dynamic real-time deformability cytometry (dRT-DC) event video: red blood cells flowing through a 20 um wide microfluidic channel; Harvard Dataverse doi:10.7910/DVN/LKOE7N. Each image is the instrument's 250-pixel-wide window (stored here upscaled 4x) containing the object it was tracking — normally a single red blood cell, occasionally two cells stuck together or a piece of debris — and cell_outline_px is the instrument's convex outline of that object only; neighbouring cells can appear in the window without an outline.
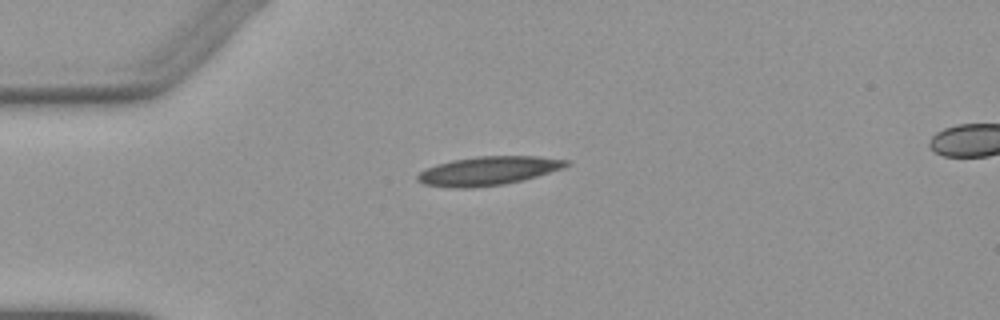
{"species": "Egyptian fruit bat (a non-hibernating species)", "species_latin": "Rousettus aegyptiacus", "temperature_condition": "warm", "stored_images_in_passage": 2, "segment_of_instrument_passage": [1, 2], "camera_frame_rate_fps": 3000, "um_per_image_px": 0.085, "animal": {"sex": "female"}, "frame": {"image": 1, "passage_image": 1, "time_ms": 0.0, "image_size_px": [1000, 320], "cell_outline_px": [[568, 164], [560, 168], [536, 176], [504, 184], [472, 188], [452, 188], [424, 184], [416, 180], [416, 176], [420, 172], [436, 164], [452, 160], [476, 156], [540, 156], [568, 160]], "centroid_in_image_um": [41.44, 14.52], "position_along_channel_um": 43.6, "area_um2": 24.68}}